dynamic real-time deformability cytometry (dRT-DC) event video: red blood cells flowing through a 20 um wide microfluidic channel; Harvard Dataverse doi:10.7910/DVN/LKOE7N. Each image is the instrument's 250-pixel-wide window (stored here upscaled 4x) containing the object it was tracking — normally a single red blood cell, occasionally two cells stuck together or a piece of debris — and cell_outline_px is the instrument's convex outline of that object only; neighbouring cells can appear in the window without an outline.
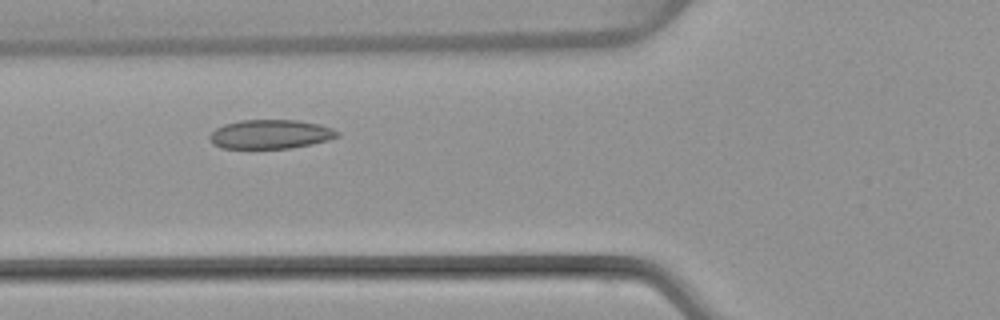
{"species": "common noctule bat (a hibernating species)", "species_latin": "Nyctalus noctula", "temperature_condition": "warm", "stored_images_in_passage": 21, "camera_frame_rate_fps": 3000, "um_per_image_px": 0.085, "animal": {"sex": "female", "body_mass_g": 22.7, "forearm_length_mm": 54.2}, "frame": {"image": 1, "passage_image": 4, "time_ms": 1.0, "image_size_px": [1000, 320], "cell_outline_px": [[340, 136], [328, 140], [312, 144], [292, 148], [220, 148], [212, 144], [208, 136], [216, 128], [224, 124], [240, 120], [296, 120], [320, 124], [332, 128], [340, 132]], "centroid_in_image_um": [22.99, 11.41], "position_along_channel_um": 102.8, "area_um2": 21.79}}
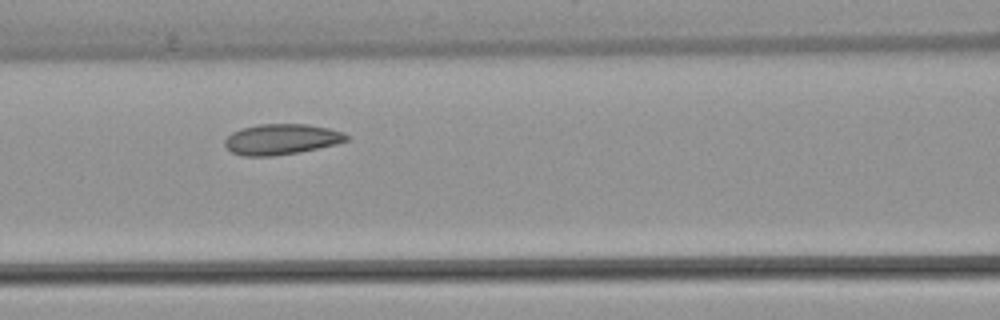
{"frame": {"image": 2, "passage_image": 7, "time_ms": 2.0, "image_size_px": [1000, 320], "cell_outline_px": [[348, 140], [336, 144], [300, 152], [272, 156], [244, 156], [232, 152], [224, 144], [224, 140], [232, 132], [256, 124], [308, 124], [328, 128], [344, 132], [348, 136]], "centroid_in_image_um": [23.93, 11.83], "position_along_channel_um": 142.7, "area_um2": 21.68}}
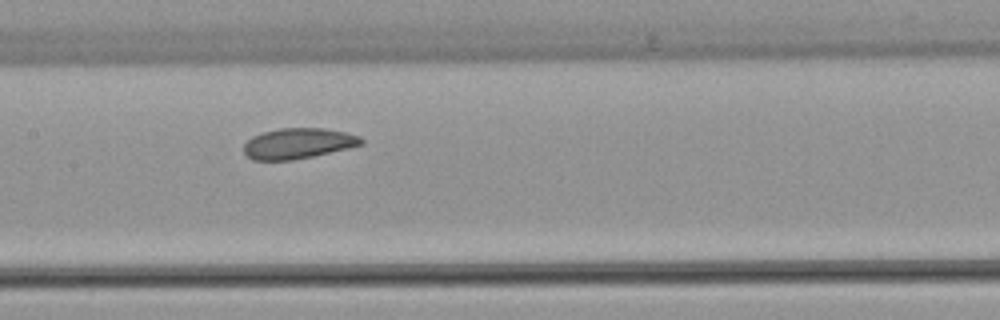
{"frame": {"image": 3, "passage_image": 10, "time_ms": 3.0, "image_size_px": [1000, 320], "cell_outline_px": [[364, 144], [348, 148], [312, 156], [292, 160], [252, 160], [244, 152], [244, 144], [252, 136], [264, 132], [280, 128], [324, 128], [344, 132], [360, 136], [364, 140]], "centroid_in_image_um": [25.35, 12.19], "position_along_channel_um": 182.1, "area_um2": 20.81}}